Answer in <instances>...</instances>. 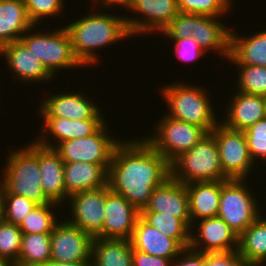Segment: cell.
<instances>
[{
    "label": "cell",
    "mask_w": 266,
    "mask_h": 266,
    "mask_svg": "<svg viewBox=\"0 0 266 266\" xmlns=\"http://www.w3.org/2000/svg\"><path fill=\"white\" fill-rule=\"evenodd\" d=\"M169 177L170 163L144 137L129 141L122 138L112 155L107 185L141 211L153 190Z\"/></svg>",
    "instance_id": "1"
},
{
    "label": "cell",
    "mask_w": 266,
    "mask_h": 266,
    "mask_svg": "<svg viewBox=\"0 0 266 266\" xmlns=\"http://www.w3.org/2000/svg\"><path fill=\"white\" fill-rule=\"evenodd\" d=\"M64 27L70 36L75 56L85 68L99 63V48L113 43L118 45L120 40L132 37L126 14L120 16L93 10Z\"/></svg>",
    "instance_id": "2"
},
{
    "label": "cell",
    "mask_w": 266,
    "mask_h": 266,
    "mask_svg": "<svg viewBox=\"0 0 266 266\" xmlns=\"http://www.w3.org/2000/svg\"><path fill=\"white\" fill-rule=\"evenodd\" d=\"M162 86L163 100L168 106L169 117L192 123L210 133L220 122L214 112V103L205 87L185 84L182 81Z\"/></svg>",
    "instance_id": "3"
},
{
    "label": "cell",
    "mask_w": 266,
    "mask_h": 266,
    "mask_svg": "<svg viewBox=\"0 0 266 266\" xmlns=\"http://www.w3.org/2000/svg\"><path fill=\"white\" fill-rule=\"evenodd\" d=\"M28 144L24 145V148L8 152L0 185L8 193L21 195L37 205L51 203L45 196L40 182L38 143L32 140Z\"/></svg>",
    "instance_id": "4"
},
{
    "label": "cell",
    "mask_w": 266,
    "mask_h": 266,
    "mask_svg": "<svg viewBox=\"0 0 266 266\" xmlns=\"http://www.w3.org/2000/svg\"><path fill=\"white\" fill-rule=\"evenodd\" d=\"M170 177L180 183L230 180L220 164L215 136L210 132L170 163Z\"/></svg>",
    "instance_id": "5"
},
{
    "label": "cell",
    "mask_w": 266,
    "mask_h": 266,
    "mask_svg": "<svg viewBox=\"0 0 266 266\" xmlns=\"http://www.w3.org/2000/svg\"><path fill=\"white\" fill-rule=\"evenodd\" d=\"M33 28L27 30L22 36L21 41L27 46L46 67V69L55 77L59 71L80 68L83 65L75 56L72 48L71 39L67 29L58 28L48 32L36 30ZM33 30V31H32ZM31 33V34H30Z\"/></svg>",
    "instance_id": "6"
},
{
    "label": "cell",
    "mask_w": 266,
    "mask_h": 266,
    "mask_svg": "<svg viewBox=\"0 0 266 266\" xmlns=\"http://www.w3.org/2000/svg\"><path fill=\"white\" fill-rule=\"evenodd\" d=\"M245 183V179L221 180L217 217L223 219L238 237L262 214L257 197L248 187L249 182Z\"/></svg>",
    "instance_id": "7"
},
{
    "label": "cell",
    "mask_w": 266,
    "mask_h": 266,
    "mask_svg": "<svg viewBox=\"0 0 266 266\" xmlns=\"http://www.w3.org/2000/svg\"><path fill=\"white\" fill-rule=\"evenodd\" d=\"M152 136L145 140L169 163L189 151L208 133L204 128L164 115L157 122ZM155 134V135H154Z\"/></svg>",
    "instance_id": "8"
},
{
    "label": "cell",
    "mask_w": 266,
    "mask_h": 266,
    "mask_svg": "<svg viewBox=\"0 0 266 266\" xmlns=\"http://www.w3.org/2000/svg\"><path fill=\"white\" fill-rule=\"evenodd\" d=\"M107 126L106 122L95 134L60 142L53 149L64 162L102 165L108 171L114 149L122 139L110 136Z\"/></svg>",
    "instance_id": "9"
},
{
    "label": "cell",
    "mask_w": 266,
    "mask_h": 266,
    "mask_svg": "<svg viewBox=\"0 0 266 266\" xmlns=\"http://www.w3.org/2000/svg\"><path fill=\"white\" fill-rule=\"evenodd\" d=\"M211 133L215 136L223 173L229 179H247L255 169L243 131L232 130L219 123Z\"/></svg>",
    "instance_id": "10"
},
{
    "label": "cell",
    "mask_w": 266,
    "mask_h": 266,
    "mask_svg": "<svg viewBox=\"0 0 266 266\" xmlns=\"http://www.w3.org/2000/svg\"><path fill=\"white\" fill-rule=\"evenodd\" d=\"M127 9L141 15L139 18L126 16L132 37L137 34L143 36L148 33L153 35V32L162 33L180 13L177 0H131Z\"/></svg>",
    "instance_id": "11"
},
{
    "label": "cell",
    "mask_w": 266,
    "mask_h": 266,
    "mask_svg": "<svg viewBox=\"0 0 266 266\" xmlns=\"http://www.w3.org/2000/svg\"><path fill=\"white\" fill-rule=\"evenodd\" d=\"M93 237L70 224L59 221L51 233V260L56 262H91Z\"/></svg>",
    "instance_id": "12"
},
{
    "label": "cell",
    "mask_w": 266,
    "mask_h": 266,
    "mask_svg": "<svg viewBox=\"0 0 266 266\" xmlns=\"http://www.w3.org/2000/svg\"><path fill=\"white\" fill-rule=\"evenodd\" d=\"M189 247L203 253H227L238 250V236L219 217L201 219L190 227Z\"/></svg>",
    "instance_id": "13"
},
{
    "label": "cell",
    "mask_w": 266,
    "mask_h": 266,
    "mask_svg": "<svg viewBox=\"0 0 266 266\" xmlns=\"http://www.w3.org/2000/svg\"><path fill=\"white\" fill-rule=\"evenodd\" d=\"M80 92V93H79ZM56 93L45 98L39 107L41 117H60L71 120H105L102 109L89 100L84 92ZM94 102V103H93ZM101 109V110H100Z\"/></svg>",
    "instance_id": "14"
},
{
    "label": "cell",
    "mask_w": 266,
    "mask_h": 266,
    "mask_svg": "<svg viewBox=\"0 0 266 266\" xmlns=\"http://www.w3.org/2000/svg\"><path fill=\"white\" fill-rule=\"evenodd\" d=\"M140 211L123 196L105 186V219L102 230L94 238L128 239L133 235Z\"/></svg>",
    "instance_id": "15"
},
{
    "label": "cell",
    "mask_w": 266,
    "mask_h": 266,
    "mask_svg": "<svg viewBox=\"0 0 266 266\" xmlns=\"http://www.w3.org/2000/svg\"><path fill=\"white\" fill-rule=\"evenodd\" d=\"M68 200L72 217L67 221L94 238L105 219V187L73 194Z\"/></svg>",
    "instance_id": "16"
},
{
    "label": "cell",
    "mask_w": 266,
    "mask_h": 266,
    "mask_svg": "<svg viewBox=\"0 0 266 266\" xmlns=\"http://www.w3.org/2000/svg\"><path fill=\"white\" fill-rule=\"evenodd\" d=\"M5 57L7 68L19 82L52 81L55 77L21 41L17 40L0 48V57Z\"/></svg>",
    "instance_id": "17"
},
{
    "label": "cell",
    "mask_w": 266,
    "mask_h": 266,
    "mask_svg": "<svg viewBox=\"0 0 266 266\" xmlns=\"http://www.w3.org/2000/svg\"><path fill=\"white\" fill-rule=\"evenodd\" d=\"M140 212H159L181 218L191 227L189 198L186 185L169 177L155 188L147 205Z\"/></svg>",
    "instance_id": "18"
},
{
    "label": "cell",
    "mask_w": 266,
    "mask_h": 266,
    "mask_svg": "<svg viewBox=\"0 0 266 266\" xmlns=\"http://www.w3.org/2000/svg\"><path fill=\"white\" fill-rule=\"evenodd\" d=\"M42 120H44V125L42 124L41 127V135L35 138V141L48 148H54L56 142L93 135L107 122L106 120H71L60 117H42ZM51 137H54L55 142Z\"/></svg>",
    "instance_id": "19"
},
{
    "label": "cell",
    "mask_w": 266,
    "mask_h": 266,
    "mask_svg": "<svg viewBox=\"0 0 266 266\" xmlns=\"http://www.w3.org/2000/svg\"><path fill=\"white\" fill-rule=\"evenodd\" d=\"M227 103L225 118L220 120L225 127L245 131L266 117L265 96L236 91ZM227 113V114H226Z\"/></svg>",
    "instance_id": "20"
},
{
    "label": "cell",
    "mask_w": 266,
    "mask_h": 266,
    "mask_svg": "<svg viewBox=\"0 0 266 266\" xmlns=\"http://www.w3.org/2000/svg\"><path fill=\"white\" fill-rule=\"evenodd\" d=\"M38 165L45 196L51 202L63 205L62 203L67 201L64 161L53 148L38 144Z\"/></svg>",
    "instance_id": "21"
},
{
    "label": "cell",
    "mask_w": 266,
    "mask_h": 266,
    "mask_svg": "<svg viewBox=\"0 0 266 266\" xmlns=\"http://www.w3.org/2000/svg\"><path fill=\"white\" fill-rule=\"evenodd\" d=\"M220 17H211L194 14V28L192 37L197 44L206 52L214 50L213 53L220 57L230 56L231 28L218 20ZM226 26V27H225Z\"/></svg>",
    "instance_id": "22"
},
{
    "label": "cell",
    "mask_w": 266,
    "mask_h": 266,
    "mask_svg": "<svg viewBox=\"0 0 266 266\" xmlns=\"http://www.w3.org/2000/svg\"><path fill=\"white\" fill-rule=\"evenodd\" d=\"M132 249L168 259H174L184 249L176 240L138 218L130 239Z\"/></svg>",
    "instance_id": "23"
},
{
    "label": "cell",
    "mask_w": 266,
    "mask_h": 266,
    "mask_svg": "<svg viewBox=\"0 0 266 266\" xmlns=\"http://www.w3.org/2000/svg\"><path fill=\"white\" fill-rule=\"evenodd\" d=\"M108 171L102 165L64 162L67 200L73 194L107 186Z\"/></svg>",
    "instance_id": "24"
},
{
    "label": "cell",
    "mask_w": 266,
    "mask_h": 266,
    "mask_svg": "<svg viewBox=\"0 0 266 266\" xmlns=\"http://www.w3.org/2000/svg\"><path fill=\"white\" fill-rule=\"evenodd\" d=\"M191 225L193 222L217 217L221 196V181H202L186 184Z\"/></svg>",
    "instance_id": "25"
},
{
    "label": "cell",
    "mask_w": 266,
    "mask_h": 266,
    "mask_svg": "<svg viewBox=\"0 0 266 266\" xmlns=\"http://www.w3.org/2000/svg\"><path fill=\"white\" fill-rule=\"evenodd\" d=\"M229 63L266 67V30L251 36L239 35L231 29Z\"/></svg>",
    "instance_id": "26"
},
{
    "label": "cell",
    "mask_w": 266,
    "mask_h": 266,
    "mask_svg": "<svg viewBox=\"0 0 266 266\" xmlns=\"http://www.w3.org/2000/svg\"><path fill=\"white\" fill-rule=\"evenodd\" d=\"M34 26L23 0H0V48L20 40Z\"/></svg>",
    "instance_id": "27"
},
{
    "label": "cell",
    "mask_w": 266,
    "mask_h": 266,
    "mask_svg": "<svg viewBox=\"0 0 266 266\" xmlns=\"http://www.w3.org/2000/svg\"><path fill=\"white\" fill-rule=\"evenodd\" d=\"M90 266H133L130 240L93 238Z\"/></svg>",
    "instance_id": "28"
},
{
    "label": "cell",
    "mask_w": 266,
    "mask_h": 266,
    "mask_svg": "<svg viewBox=\"0 0 266 266\" xmlns=\"http://www.w3.org/2000/svg\"><path fill=\"white\" fill-rule=\"evenodd\" d=\"M238 253L250 266L266 261V216L261 215L238 237Z\"/></svg>",
    "instance_id": "29"
},
{
    "label": "cell",
    "mask_w": 266,
    "mask_h": 266,
    "mask_svg": "<svg viewBox=\"0 0 266 266\" xmlns=\"http://www.w3.org/2000/svg\"><path fill=\"white\" fill-rule=\"evenodd\" d=\"M51 260V233H22L18 260L13 266H40Z\"/></svg>",
    "instance_id": "30"
},
{
    "label": "cell",
    "mask_w": 266,
    "mask_h": 266,
    "mask_svg": "<svg viewBox=\"0 0 266 266\" xmlns=\"http://www.w3.org/2000/svg\"><path fill=\"white\" fill-rule=\"evenodd\" d=\"M140 217L161 233L176 240L183 248H189L190 227L181 218L159 212H140Z\"/></svg>",
    "instance_id": "31"
},
{
    "label": "cell",
    "mask_w": 266,
    "mask_h": 266,
    "mask_svg": "<svg viewBox=\"0 0 266 266\" xmlns=\"http://www.w3.org/2000/svg\"><path fill=\"white\" fill-rule=\"evenodd\" d=\"M57 203H47L35 206L29 215L20 223L22 233H52L54 226L59 222L53 209L59 208ZM52 210V211H51Z\"/></svg>",
    "instance_id": "32"
},
{
    "label": "cell",
    "mask_w": 266,
    "mask_h": 266,
    "mask_svg": "<svg viewBox=\"0 0 266 266\" xmlns=\"http://www.w3.org/2000/svg\"><path fill=\"white\" fill-rule=\"evenodd\" d=\"M0 198L2 203V219L18 226L29 215L31 210L37 206L36 203L21 195L8 193L1 185Z\"/></svg>",
    "instance_id": "33"
},
{
    "label": "cell",
    "mask_w": 266,
    "mask_h": 266,
    "mask_svg": "<svg viewBox=\"0 0 266 266\" xmlns=\"http://www.w3.org/2000/svg\"><path fill=\"white\" fill-rule=\"evenodd\" d=\"M238 68L236 91L266 96V67L236 65Z\"/></svg>",
    "instance_id": "34"
},
{
    "label": "cell",
    "mask_w": 266,
    "mask_h": 266,
    "mask_svg": "<svg viewBox=\"0 0 266 266\" xmlns=\"http://www.w3.org/2000/svg\"><path fill=\"white\" fill-rule=\"evenodd\" d=\"M181 13L198 14L211 17H222L232 7L231 0H177Z\"/></svg>",
    "instance_id": "35"
},
{
    "label": "cell",
    "mask_w": 266,
    "mask_h": 266,
    "mask_svg": "<svg viewBox=\"0 0 266 266\" xmlns=\"http://www.w3.org/2000/svg\"><path fill=\"white\" fill-rule=\"evenodd\" d=\"M22 231L2 219L0 221V256L6 258L11 264L18 260L21 248Z\"/></svg>",
    "instance_id": "36"
},
{
    "label": "cell",
    "mask_w": 266,
    "mask_h": 266,
    "mask_svg": "<svg viewBox=\"0 0 266 266\" xmlns=\"http://www.w3.org/2000/svg\"><path fill=\"white\" fill-rule=\"evenodd\" d=\"M31 22L37 26L46 18L62 15L64 0H23ZM48 17V18H47Z\"/></svg>",
    "instance_id": "37"
},
{
    "label": "cell",
    "mask_w": 266,
    "mask_h": 266,
    "mask_svg": "<svg viewBox=\"0 0 266 266\" xmlns=\"http://www.w3.org/2000/svg\"><path fill=\"white\" fill-rule=\"evenodd\" d=\"M246 137L250 156L255 164L260 158L266 162V117L243 131Z\"/></svg>",
    "instance_id": "38"
},
{
    "label": "cell",
    "mask_w": 266,
    "mask_h": 266,
    "mask_svg": "<svg viewBox=\"0 0 266 266\" xmlns=\"http://www.w3.org/2000/svg\"><path fill=\"white\" fill-rule=\"evenodd\" d=\"M194 28V14L179 13L163 30L162 35L170 39L190 38Z\"/></svg>",
    "instance_id": "39"
},
{
    "label": "cell",
    "mask_w": 266,
    "mask_h": 266,
    "mask_svg": "<svg viewBox=\"0 0 266 266\" xmlns=\"http://www.w3.org/2000/svg\"><path fill=\"white\" fill-rule=\"evenodd\" d=\"M174 41L175 57L184 62H192L198 60L203 55L206 56V52L197 44L193 37L170 39Z\"/></svg>",
    "instance_id": "40"
},
{
    "label": "cell",
    "mask_w": 266,
    "mask_h": 266,
    "mask_svg": "<svg viewBox=\"0 0 266 266\" xmlns=\"http://www.w3.org/2000/svg\"><path fill=\"white\" fill-rule=\"evenodd\" d=\"M204 266H250L237 250L227 253H204Z\"/></svg>",
    "instance_id": "41"
},
{
    "label": "cell",
    "mask_w": 266,
    "mask_h": 266,
    "mask_svg": "<svg viewBox=\"0 0 266 266\" xmlns=\"http://www.w3.org/2000/svg\"><path fill=\"white\" fill-rule=\"evenodd\" d=\"M132 264L133 266H172V259L132 249Z\"/></svg>",
    "instance_id": "42"
},
{
    "label": "cell",
    "mask_w": 266,
    "mask_h": 266,
    "mask_svg": "<svg viewBox=\"0 0 266 266\" xmlns=\"http://www.w3.org/2000/svg\"><path fill=\"white\" fill-rule=\"evenodd\" d=\"M172 266H204V253L193 249L184 248L172 260Z\"/></svg>",
    "instance_id": "43"
},
{
    "label": "cell",
    "mask_w": 266,
    "mask_h": 266,
    "mask_svg": "<svg viewBox=\"0 0 266 266\" xmlns=\"http://www.w3.org/2000/svg\"><path fill=\"white\" fill-rule=\"evenodd\" d=\"M93 1L94 4H102L104 8L108 9L109 7H113L115 5L122 6V8H127L130 5L131 0H90ZM97 2V3H96ZM102 2V3H101ZM112 5V6H111Z\"/></svg>",
    "instance_id": "44"
},
{
    "label": "cell",
    "mask_w": 266,
    "mask_h": 266,
    "mask_svg": "<svg viewBox=\"0 0 266 266\" xmlns=\"http://www.w3.org/2000/svg\"><path fill=\"white\" fill-rule=\"evenodd\" d=\"M90 263L91 262H56L49 260L40 266H90Z\"/></svg>",
    "instance_id": "45"
},
{
    "label": "cell",
    "mask_w": 266,
    "mask_h": 266,
    "mask_svg": "<svg viewBox=\"0 0 266 266\" xmlns=\"http://www.w3.org/2000/svg\"><path fill=\"white\" fill-rule=\"evenodd\" d=\"M0 266H13L6 258L0 256Z\"/></svg>",
    "instance_id": "46"
},
{
    "label": "cell",
    "mask_w": 266,
    "mask_h": 266,
    "mask_svg": "<svg viewBox=\"0 0 266 266\" xmlns=\"http://www.w3.org/2000/svg\"><path fill=\"white\" fill-rule=\"evenodd\" d=\"M2 220V203L0 198V221Z\"/></svg>",
    "instance_id": "47"
}]
</instances>
